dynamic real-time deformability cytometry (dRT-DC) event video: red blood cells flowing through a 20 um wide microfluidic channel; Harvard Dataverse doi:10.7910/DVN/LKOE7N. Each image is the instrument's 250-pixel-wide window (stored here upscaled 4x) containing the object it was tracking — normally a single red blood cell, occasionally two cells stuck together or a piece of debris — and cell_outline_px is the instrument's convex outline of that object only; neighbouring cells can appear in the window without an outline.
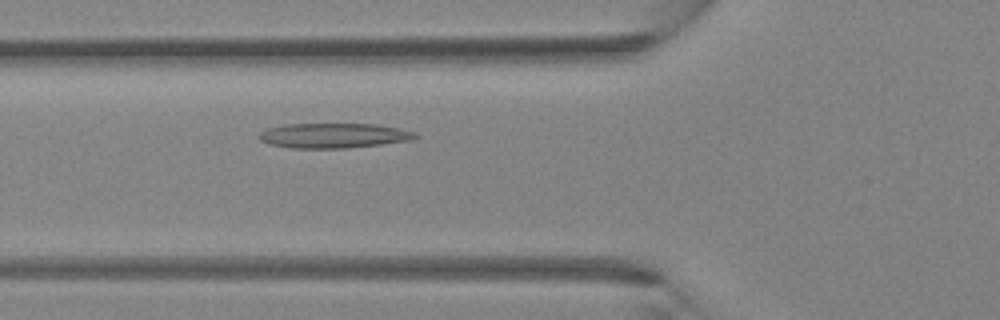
{"species": "Egyptian fruit bat (a non-hibernating species)", "species_latin": "Rousettus aegyptiacus", "temperature_condition": "room temperature", "stored_images_in_passage": 35, "camera_frame_rate_fps": 3000, "um_per_image_px": 0.085, "animal": {"sex": "female"}, "frame": {"image": 1, "passage_image": 9, "time_ms": 2.667, "image_size_px": [1000, 320], "cell_outline_px": [[420, 136], [408, 140], [380, 144], [344, 148], [292, 148], [268, 144], [260, 140], [256, 136], [260, 132], [268, 128], [284, 124], [376, 124], [400, 128], [416, 132]], "centroid_in_image_um": [28.32, 11.52], "position_along_channel_um": 97.5, "area_um2": 22.66}}
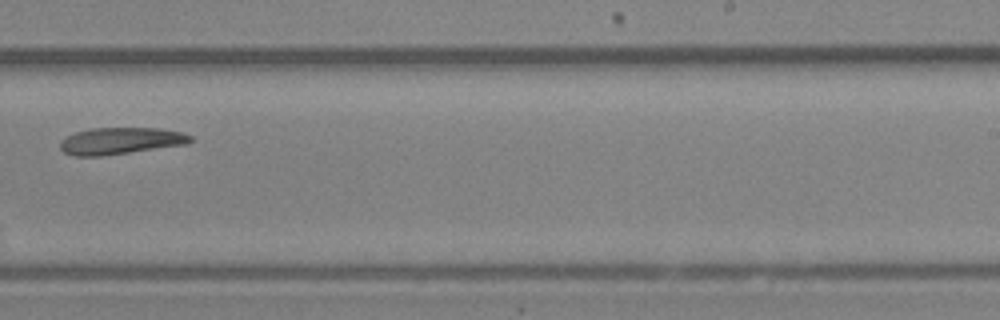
{"frame": {"image": 2, "passage_image": 20, "time_ms": 6.333, "image_size_px": [1000, 320], "cell_outline_px": [[192, 140], [188, 144], [100, 156], [72, 156], [64, 152], [60, 148], [60, 140], [64, 136], [76, 132], [92, 128], [160, 128], [180, 132], [192, 136]], "centroid_in_image_um": [10.21, 11.97], "position_along_channel_um": 278.8, "area_um2": 20.35}}
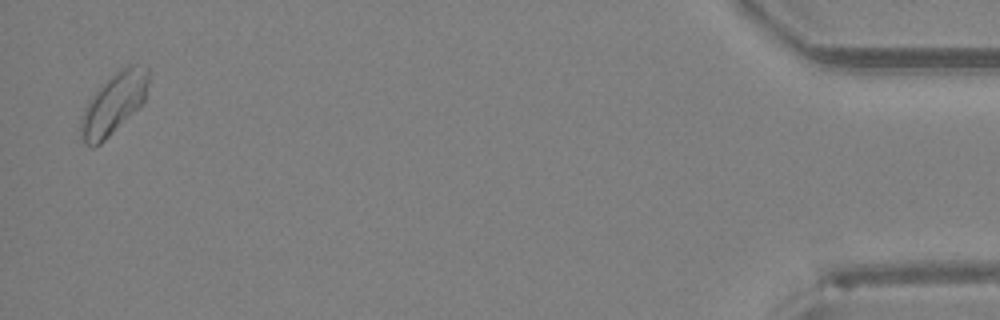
{"frame": {"image": 3, "passage_image": 34, "time_ms": 11.0, "image_size_px": [1000, 320], "cell_outline_px": [[148, 84], [144, 100], [100, 144], [92, 148], [84, 144], [80, 136], [80, 116], [88, 100], [100, 84], [120, 68], [128, 64], [140, 64], [148, 68]], "centroid_in_image_um": [9.61, 8.77], "position_along_channel_um": 425.6, "area_um2": 23.99}}